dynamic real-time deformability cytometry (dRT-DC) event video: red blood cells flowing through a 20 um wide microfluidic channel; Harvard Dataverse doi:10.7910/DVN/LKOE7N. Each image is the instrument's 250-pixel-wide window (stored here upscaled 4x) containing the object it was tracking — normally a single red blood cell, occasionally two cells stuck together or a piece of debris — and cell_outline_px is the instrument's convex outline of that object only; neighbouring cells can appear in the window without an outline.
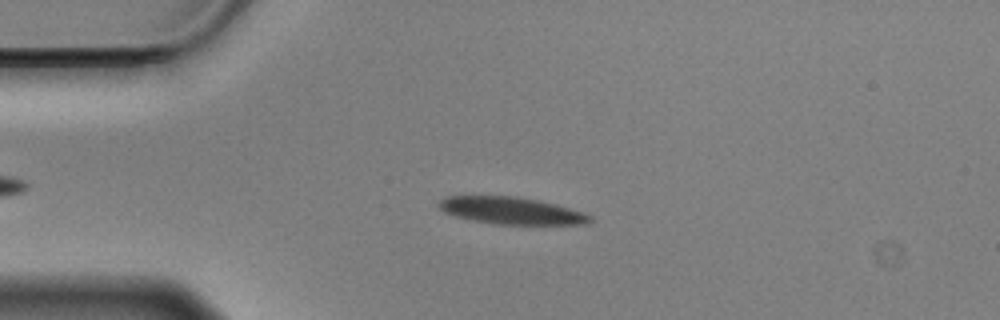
{"species": "Egyptian fruit bat (a non-hibernating species)", "species_latin": "Rousettus aegyptiacus", "temperature_condition": "cold", "stored_images_in_passage": 50, "camera_frame_rate_fps": 3000, "um_per_image_px": 0.085, "animal": {"sex": "male"}, "frame": {"image": 1, "passage_image": 7, "time_ms": 2.0, "image_size_px": [1000, 320], "cell_outline_px": [[592, 220], [588, 224], [496, 224], [472, 220], [456, 216], [444, 212], [436, 204], [440, 200], [448, 196], [516, 196], [536, 200], [568, 208], [592, 216]], "centroid_in_image_um": [43.41, 17.91], "position_along_channel_um": 41.6, "area_um2": 23.47}}
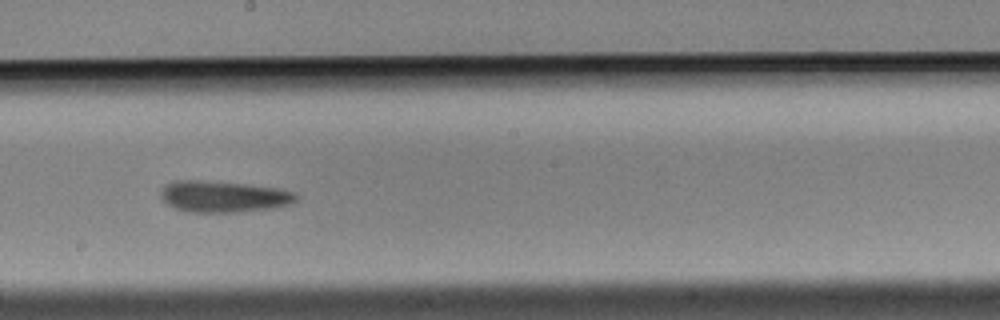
{"frame": {"image": 2, "passage_image": 25, "time_ms": 8.0, "image_size_px": [1000, 320], "cell_outline_px": [[296, 200], [288, 204], [272, 208], [236, 212], [188, 212], [176, 208], [168, 204], [160, 196], [160, 192], [168, 184], [176, 180], [200, 180], [244, 184], [276, 188], [296, 192]], "centroid_in_image_um": [18.98, 16.71], "position_along_channel_um": 229.2, "area_um2": 24.39}}
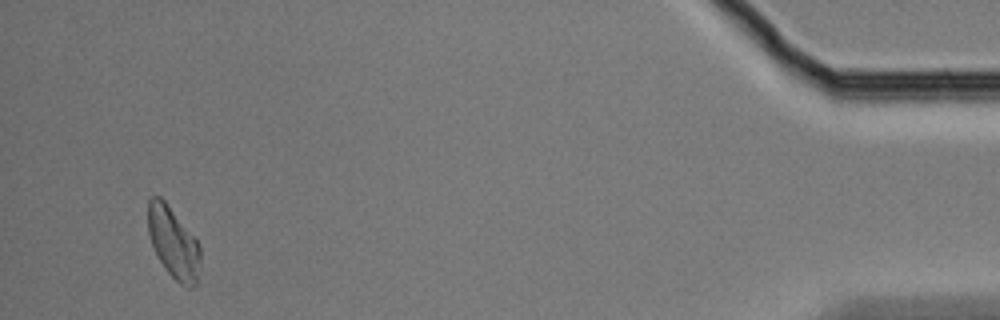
{"frame": {"image": 3, "passage_image": 48, "time_ms": 15.667, "image_size_px": [1000, 320], "cell_outline_px": [[200, 264], [196, 284], [192, 288], [188, 288], [180, 284], [164, 268], [152, 244], [148, 232], [148, 200], [152, 196], [160, 196], [164, 200], [196, 240], [200, 248]], "centroid_in_image_um": [14.73, 20.65], "position_along_channel_um": 420.5, "area_um2": 21.33}, "authors_computed_cell_mechanics": {"area_um2": 23.6691, "velocity_mm_per_s": 3.505, "shape_relaxation_time_tau1_ms": 6.7729, "shape_relaxation_time_tau2_ms": null, "deformation_change_tau1": 0.1166, "deformation_change_tau2": null}}